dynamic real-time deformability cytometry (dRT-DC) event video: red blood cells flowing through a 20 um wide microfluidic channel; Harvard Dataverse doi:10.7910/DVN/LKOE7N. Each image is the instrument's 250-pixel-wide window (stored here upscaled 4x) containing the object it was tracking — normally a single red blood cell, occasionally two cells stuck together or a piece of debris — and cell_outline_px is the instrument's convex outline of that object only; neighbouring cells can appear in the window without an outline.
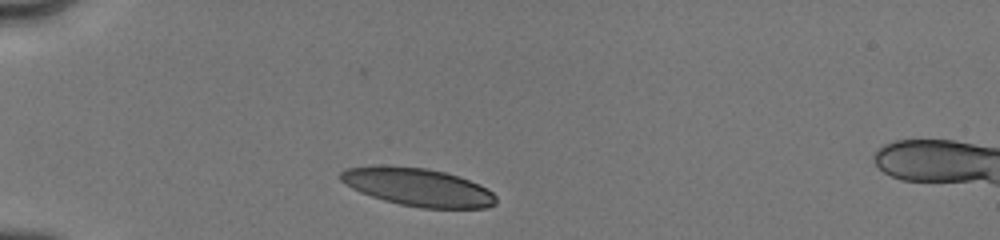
{"species": "human", "species_latin": "Homo sapiens", "temperature_condition": "cold", "stored_images_in_passage": 4, "camera_frame_rate_fps": 3000, "um_per_image_px": 0.085, "donor": {"sex": "male"}, "frame": {"image": 1, "passage_image": 1, "time_ms": 0.0, "image_size_px": [1000, 240], "cell_outline_px": [[496, 204], [484, 208], [424, 208], [400, 204], [384, 200], [360, 192], [344, 184], [340, 180], [340, 172], [344, 168], [424, 168], [444, 172], [480, 184], [488, 188], [496, 196]], "centroid_in_image_um": [35.59, 15.95], "position_along_channel_um": 49.4, "area_um2": 33.35}}
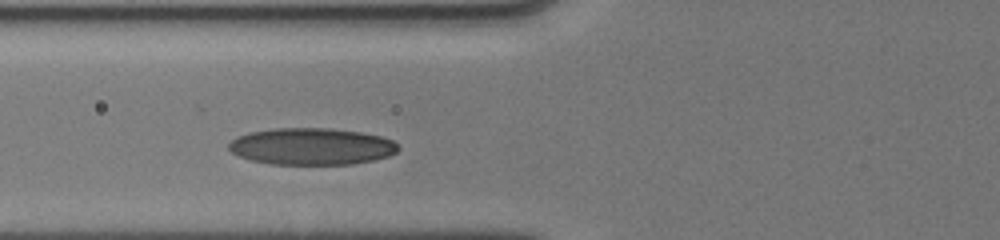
{"frame": {"image": 2, "passage_image": 3, "time_ms": 2.0, "image_size_px": [1000, 240], "cell_outline_px": [[400, 148], [396, 152], [388, 156], [372, 160], [352, 164], [268, 164], [252, 160], [240, 156], [232, 152], [228, 148], [228, 144], [236, 136], [248, 132], [272, 128], [332, 128], [360, 132], [380, 136], [392, 140]], "centroid_in_image_um": [26.46, 12.44], "position_along_channel_um": 99.3, "area_um2": 36.41}}